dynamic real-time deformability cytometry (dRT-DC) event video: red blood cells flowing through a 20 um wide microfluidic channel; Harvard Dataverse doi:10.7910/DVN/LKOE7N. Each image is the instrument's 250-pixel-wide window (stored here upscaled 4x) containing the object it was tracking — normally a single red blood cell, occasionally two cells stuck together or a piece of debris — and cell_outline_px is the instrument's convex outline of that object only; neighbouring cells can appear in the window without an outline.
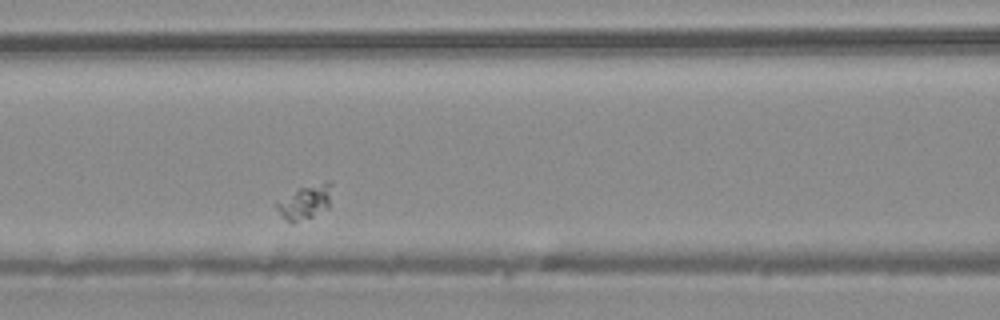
{"species": "common noctule bat (a hibernating species)", "species_latin": "Nyctalus noctula", "temperature_condition": "warm", "stored_images_in_passage": 29, "camera_frame_rate_fps": 3000, "um_per_image_px": 0.085, "animal": {"sex": "male", "body_mass_g": 20.4}, "frame": {"image": 1, "passage_image": 9, "time_ms": 2.667, "image_size_px": [1000, 320], "cell_outline_px": [[332, 184], [328, 208], [312, 216], [292, 224], [276, 208], [276, 204], [300, 188], [328, 180], [332, 180]], "centroid_in_image_um": [26.01, 17.16], "position_along_channel_um": 140.6, "area_um2": 10.52}}
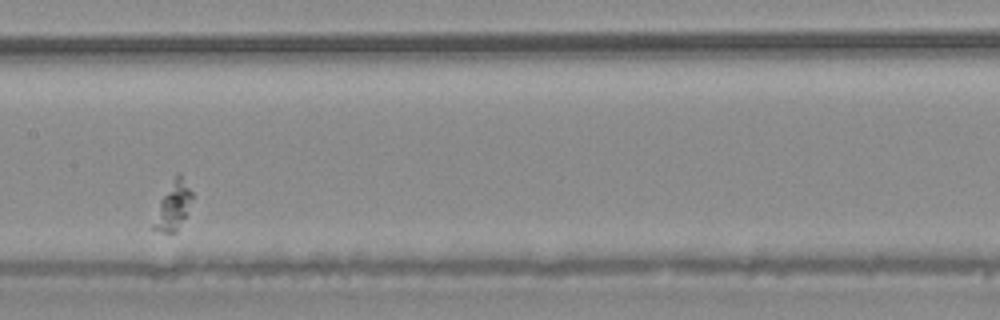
{"frame": {"image": 2, "passage_image": 13, "time_ms": 4.0, "image_size_px": [1000, 320], "cell_outline_px": [[192, 196], [184, 216], [176, 232], [164, 232], [152, 228], [152, 224], [160, 200], [176, 176], [180, 172], [192, 192]], "centroid_in_image_um": [14.69, 17.51], "position_along_channel_um": 192.7, "area_um2": 10.12}}